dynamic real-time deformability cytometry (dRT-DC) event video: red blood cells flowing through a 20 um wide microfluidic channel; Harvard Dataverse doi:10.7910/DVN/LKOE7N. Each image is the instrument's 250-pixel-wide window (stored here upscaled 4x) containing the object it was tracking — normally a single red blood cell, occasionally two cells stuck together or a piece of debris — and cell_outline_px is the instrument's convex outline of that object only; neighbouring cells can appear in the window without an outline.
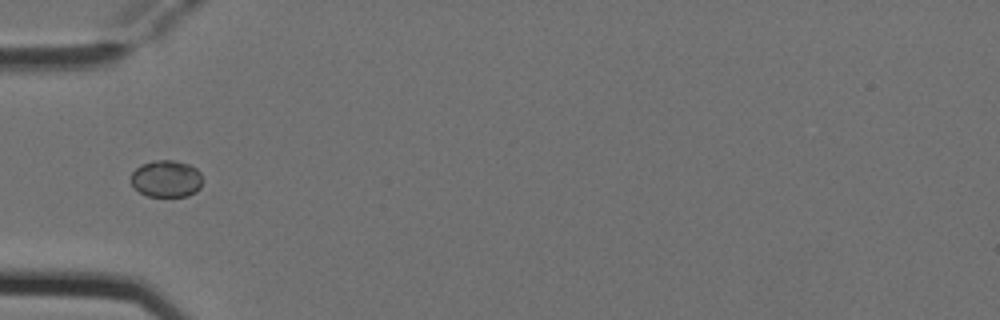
{"species": "Egyptian fruit bat (a non-hibernating species)", "species_latin": "Rousettus aegyptiacus", "temperature_condition": "cold", "stored_images_in_passage": 5, "camera_frame_rate_fps": 3000, "um_per_image_px": 0.085, "animal": {"sex": "female"}, "frame": {"image": 1, "passage_image": 4, "time_ms": 1.0, "image_size_px": [1000, 320], "cell_outline_px": [[200, 188], [196, 192], [188, 196], [148, 196], [140, 192], [132, 184], [132, 172], [140, 164], [152, 160], [172, 160], [188, 164], [196, 168], [200, 172]], "centroid_in_image_um": [14.13, 15.18], "position_along_channel_um": 70.9, "area_um2": 15.32}}
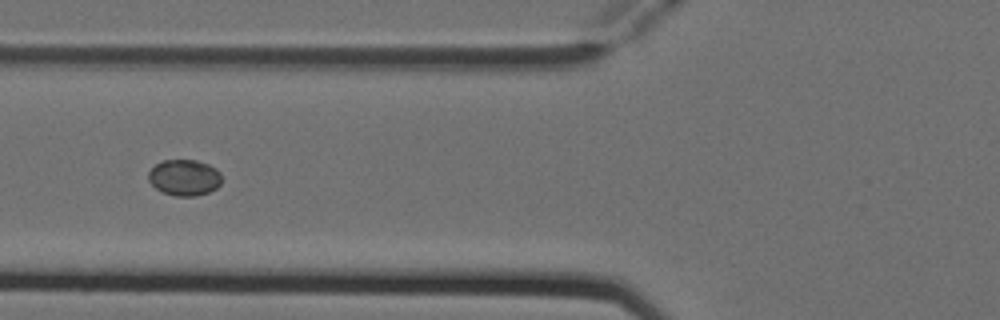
{"frame": {"image": 2, "passage_image": 5, "time_ms": 1.333, "image_size_px": [1000, 320], "cell_outline_px": [[220, 184], [216, 188], [208, 192], [196, 196], [176, 196], [164, 192], [156, 188], [148, 180], [148, 172], [156, 164], [164, 160], [196, 160], [208, 164], [216, 168], [220, 172]], "centroid_in_image_um": [15.67, 15.09], "position_along_channel_um": 110.1, "area_um2": 15.32}}